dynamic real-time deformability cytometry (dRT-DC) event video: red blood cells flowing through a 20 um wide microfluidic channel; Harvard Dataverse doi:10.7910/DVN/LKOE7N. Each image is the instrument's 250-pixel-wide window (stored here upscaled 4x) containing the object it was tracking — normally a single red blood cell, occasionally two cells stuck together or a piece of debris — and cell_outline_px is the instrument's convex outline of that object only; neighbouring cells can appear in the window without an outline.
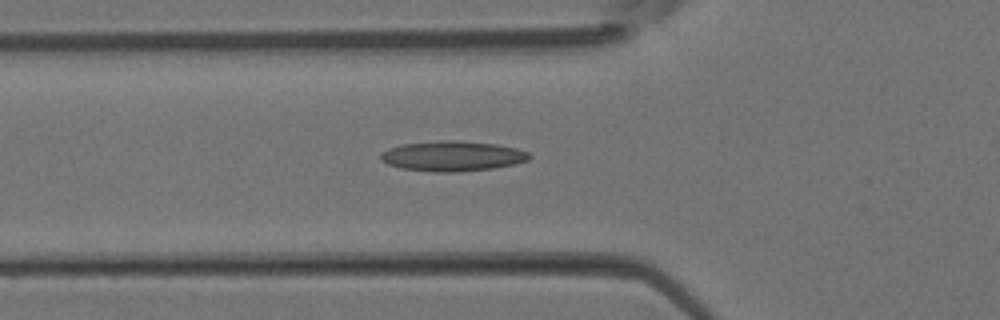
{"species": "Egyptian fruit bat (a non-hibernating species)", "species_latin": "Rousettus aegyptiacus", "temperature_condition": "room temperature", "stored_images_in_passage": 4, "camera_frame_rate_fps": 3000, "um_per_image_px": 0.085, "animal": {"sex": "female"}, "frame": {"image": 1, "passage_image": 4, "time_ms": 1.0, "image_size_px": [1000, 320], "cell_outline_px": [[532, 156], [528, 160], [516, 164], [492, 168], [456, 172], [436, 172], [404, 168], [388, 164], [380, 160], [380, 156], [384, 152], [392, 148], [404, 144], [436, 140], [456, 140], [496, 144], [516, 148], [528, 152]], "centroid_in_image_um": [38.51, 13.26], "position_along_channel_um": 87.3, "area_um2": 25.89}}